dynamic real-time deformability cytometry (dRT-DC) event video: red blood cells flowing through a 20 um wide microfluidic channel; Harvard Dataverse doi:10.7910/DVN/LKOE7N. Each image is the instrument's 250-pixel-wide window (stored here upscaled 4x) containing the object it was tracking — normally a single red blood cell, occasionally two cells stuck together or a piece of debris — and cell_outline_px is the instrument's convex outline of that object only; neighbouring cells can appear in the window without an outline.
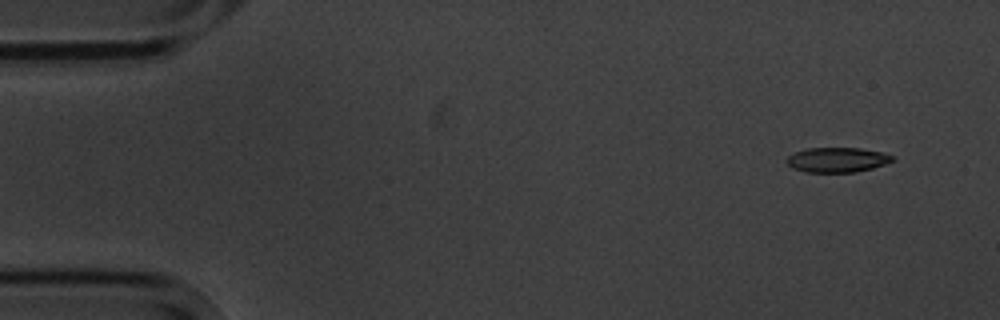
{"species": "common noctule bat (a hibernating species)", "species_latin": "Nyctalus noctula", "temperature_condition": "cold", "stored_images_in_passage": 9, "camera_frame_rate_fps": 3000, "um_per_image_px": 0.085, "animal": {"sex": "male", "body_mass_g": 20.1, "forearm_length_mm": 53.5}, "frame": {"image": 1, "passage_image": 1, "time_ms": 0.0, "image_size_px": [1000, 320], "cell_outline_px": [[892, 160], [884, 164], [872, 168], [856, 172], [804, 172], [792, 168], [784, 160], [788, 156], [796, 152], [808, 148], [860, 148], [884, 152], [892, 156]], "centroid_in_image_um": [71.12, 13.58], "position_along_channel_um": 13.9, "area_um2": 15.26}}
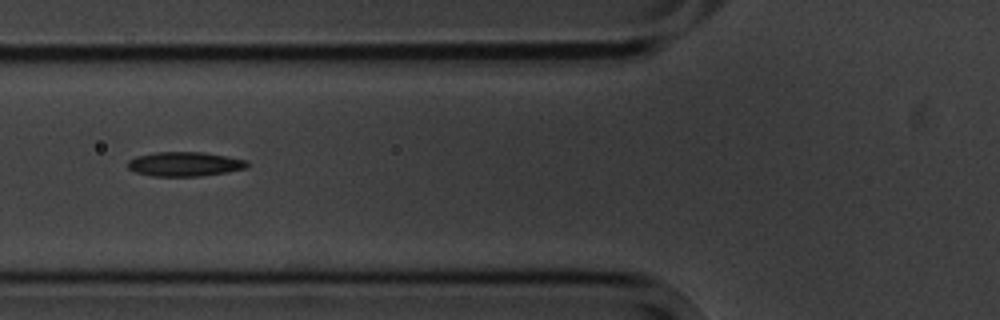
{"frame": {"image": 2, "passage_image": 6, "time_ms": 5.667, "image_size_px": [1000, 320], "cell_outline_px": [[248, 168], [228, 172], [200, 176], [152, 176], [136, 172], [128, 168], [128, 160], [136, 156], [156, 152], [204, 152], [248, 160]], "centroid_in_image_um": [15.72, 13.94], "position_along_channel_um": 110.1, "area_um2": 17.05}}
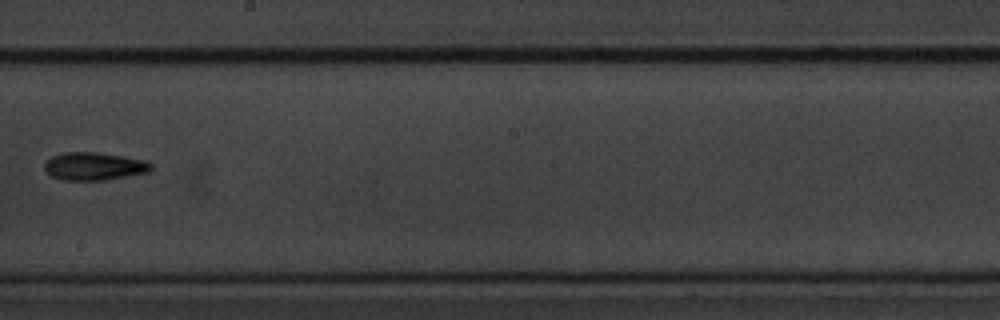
{"frame": {"image": 3, "passage_image": 9, "time_ms": 9.333, "image_size_px": [1000, 320], "cell_outline_px": [[152, 168], [148, 172], [128, 176], [104, 180], [64, 180], [52, 176], [44, 168], [44, 164], [52, 156], [64, 152], [96, 152], [124, 156], [144, 160], [152, 164]], "centroid_in_image_um": [8.01, 14.13], "position_along_channel_um": 240.2, "area_um2": 17.22}}